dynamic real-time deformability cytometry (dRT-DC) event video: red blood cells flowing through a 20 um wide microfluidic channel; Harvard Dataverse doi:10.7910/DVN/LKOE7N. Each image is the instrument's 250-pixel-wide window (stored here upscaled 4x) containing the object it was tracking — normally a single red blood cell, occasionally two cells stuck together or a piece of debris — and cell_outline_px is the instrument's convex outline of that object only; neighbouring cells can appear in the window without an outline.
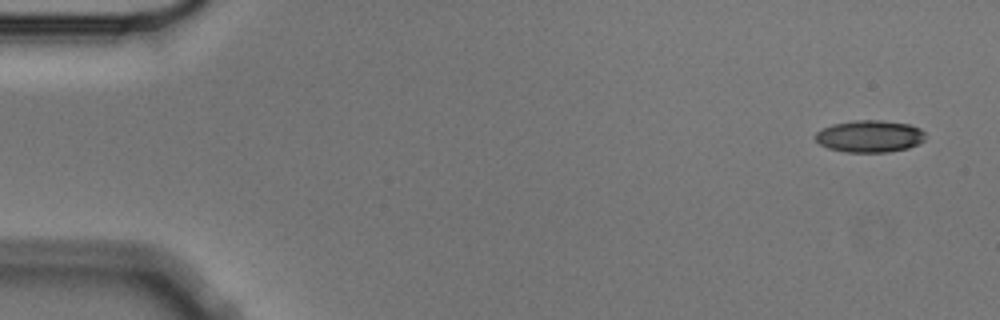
{"species": "Egyptian fruit bat (a non-hibernating species)", "species_latin": "Rousettus aegyptiacus", "temperature_condition": "cold", "stored_images_in_passage": 5, "camera_frame_rate_fps": 3000, "um_per_image_px": 0.085, "animal": {"sex": "male"}, "frame": {"image": 1, "passage_image": 1, "time_ms": 0.0, "image_size_px": [1000, 320], "cell_outline_px": [[924, 140], [908, 148], [888, 152], [848, 152], [828, 148], [820, 144], [816, 140], [816, 132], [832, 124], [856, 120], [880, 120], [908, 124], [920, 128], [924, 132]], "centroid_in_image_um": [73.92, 11.58], "position_along_channel_um": 11.1, "area_um2": 20.35}}
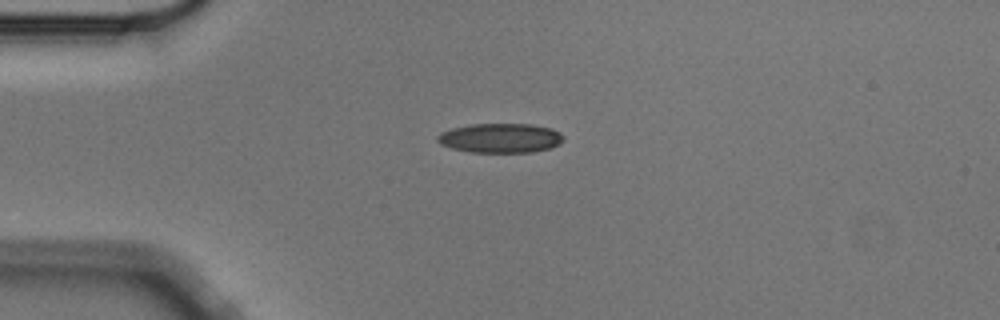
{"frame": {"image": 2, "passage_image": 4, "time_ms": 1.0, "image_size_px": [1000, 320], "cell_outline_px": [[564, 140], [560, 144], [552, 148], [532, 152], [472, 152], [452, 148], [440, 144], [436, 140], [436, 136], [440, 132], [452, 128], [472, 124], [532, 124], [552, 128], [560, 132], [564, 136]], "centroid_in_image_um": [42.56, 11.73], "position_along_channel_um": 42.4, "area_um2": 21.85}}